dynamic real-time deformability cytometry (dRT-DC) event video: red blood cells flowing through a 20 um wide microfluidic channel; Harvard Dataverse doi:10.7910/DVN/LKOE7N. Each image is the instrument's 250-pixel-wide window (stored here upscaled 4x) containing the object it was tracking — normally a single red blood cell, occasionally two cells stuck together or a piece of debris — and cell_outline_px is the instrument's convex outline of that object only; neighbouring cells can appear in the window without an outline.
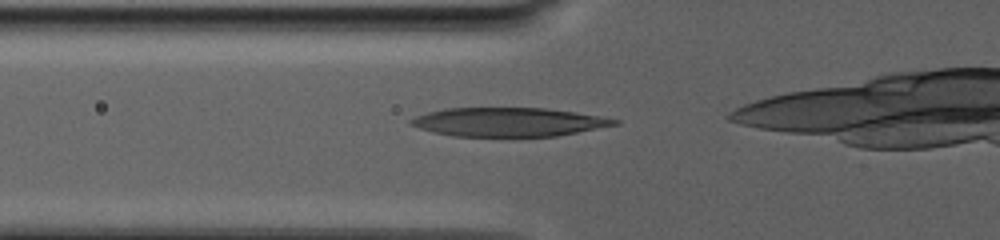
{"species": "human", "species_latin": "Homo sapiens", "temperature_condition": "warm", "stored_images_in_passage": 10, "camera_frame_rate_fps": 3000, "um_per_image_px": 0.085, "donor": {"sex": "male"}, "frame": {"image": 1, "passage_image": 2, "time_ms": 0.667, "image_size_px": [1000, 240], "cell_outline_px": [[620, 124], [556, 136], [504, 140], [452, 136], [432, 132], [408, 124], [408, 120], [416, 116], [428, 112], [444, 108], [548, 108], [600, 116], [620, 120]], "centroid_in_image_um": [43.18, 10.42], "position_along_channel_um": 82.6, "area_um2": 35.66}}
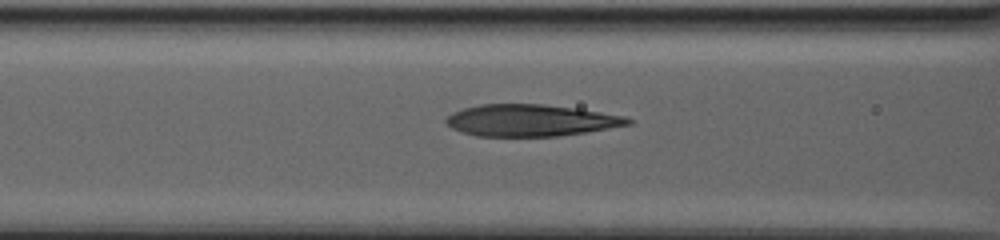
{"frame": {"image": 2, "passage_image": 5, "time_ms": 2.333, "image_size_px": [1000, 240], "cell_outline_px": [[632, 124], [584, 132], [556, 136], [476, 136], [452, 128], [444, 120], [452, 112], [464, 108], [480, 104], [544, 104], [576, 108], [624, 116], [632, 120]], "centroid_in_image_um": [45.09, 10.22], "position_along_channel_um": 121.5, "area_um2": 33.41}}
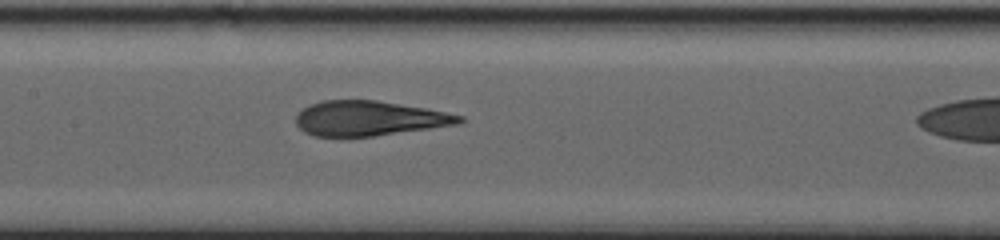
{"frame": {"image": 3, "passage_image": 9, "time_ms": 4.667, "image_size_px": [1000, 240], "cell_outline_px": [[464, 120], [460, 124], [372, 136], [316, 136], [304, 132], [296, 124], [296, 112], [308, 104], [324, 100], [376, 100], [424, 108], [464, 116]], "centroid_in_image_um": [31.34, 10.05], "position_along_channel_um": 176.1, "area_um2": 33.06}}